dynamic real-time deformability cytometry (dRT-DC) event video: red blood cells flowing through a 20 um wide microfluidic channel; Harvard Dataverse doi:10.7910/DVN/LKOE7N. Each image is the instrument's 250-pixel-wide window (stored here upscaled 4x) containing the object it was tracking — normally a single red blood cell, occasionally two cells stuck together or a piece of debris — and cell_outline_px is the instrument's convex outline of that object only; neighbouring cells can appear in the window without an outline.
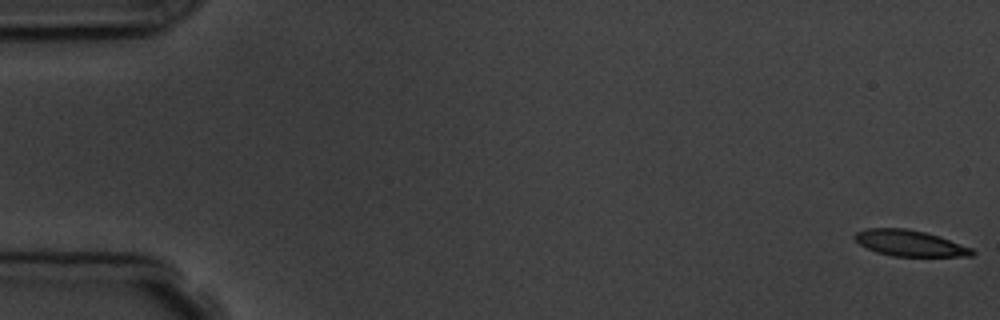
{"species": "common noctule bat (a hibernating species)", "species_latin": "Nyctalus noctula", "temperature_condition": "room temperature", "stored_images_in_passage": 9, "camera_frame_rate_fps": 3000, "um_per_image_px": 0.085, "animal": {"sex": "male", "body_mass_g": 19.5, "forearm_length_mm": 54.6}, "frame": {"image": 1, "passage_image": 1, "time_ms": 0.0, "image_size_px": [1000, 320], "cell_outline_px": [[976, 252], [972, 256], [892, 256], [876, 252], [860, 244], [852, 236], [856, 232], [864, 228], [904, 228], [924, 232], [940, 236], [972, 248]], "centroid_in_image_um": [77.32, 20.66], "position_along_channel_um": 7.7, "area_um2": 17.8}}
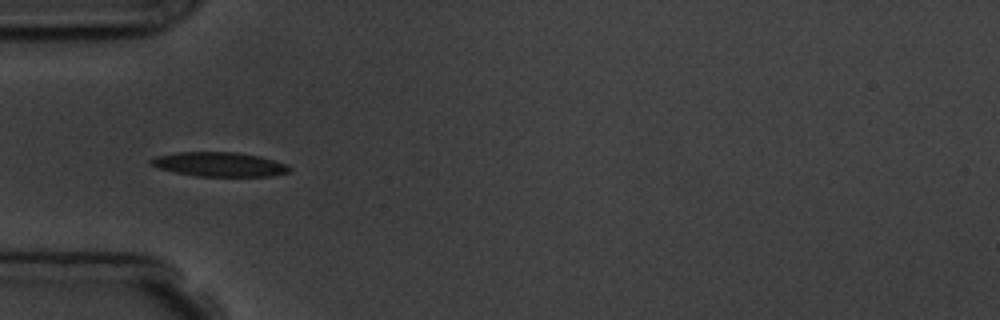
{"frame": {"image": 2, "passage_image": 6, "time_ms": 5.667, "image_size_px": [1000, 320], "cell_outline_px": [[292, 168], [288, 172], [272, 176], [196, 176], [176, 172], [160, 168], [148, 164], [148, 160], [156, 156], [176, 152], [236, 152], [260, 156], [288, 164]], "centroid_in_image_um": [18.65, 13.96], "position_along_channel_um": 66.4, "area_um2": 19.71}}